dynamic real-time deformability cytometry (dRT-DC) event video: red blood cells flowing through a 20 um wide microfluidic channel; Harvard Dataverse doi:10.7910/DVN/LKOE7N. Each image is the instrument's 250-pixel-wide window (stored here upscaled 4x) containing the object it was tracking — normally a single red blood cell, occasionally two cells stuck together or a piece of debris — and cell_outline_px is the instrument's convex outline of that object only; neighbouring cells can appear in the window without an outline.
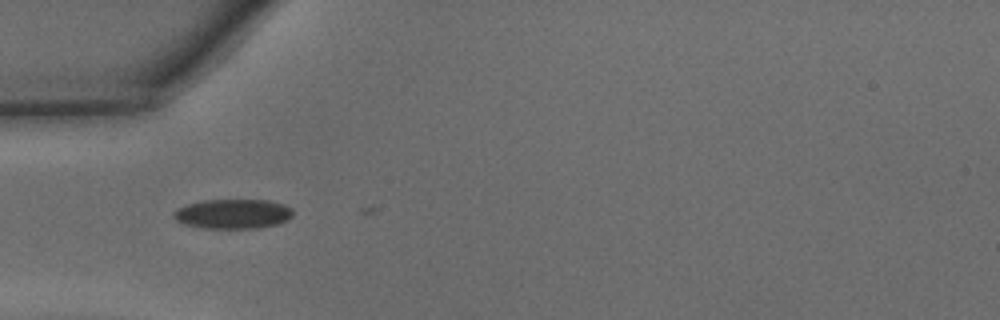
{"species": "common noctule bat (a hibernating species)", "species_latin": "Nyctalus noctula", "temperature_condition": "warm", "stored_images_in_passage": 2, "camera_frame_rate_fps": 3000, "um_per_image_px": 0.085, "animal": {"sex": "male", "body_mass_g": 15.6}, "frame": {"image": 1, "passage_image": 1, "time_ms": 0.0, "image_size_px": [1000, 320], "cell_outline_px": [[292, 216], [288, 220], [276, 224], [260, 228], [200, 228], [184, 224], [176, 220], [172, 216], [172, 212], [176, 208], [188, 204], [204, 200], [268, 200], [284, 204], [292, 208]], "centroid_in_image_um": [19.78, 18.18], "position_along_channel_um": 65.2, "area_um2": 20.75}}